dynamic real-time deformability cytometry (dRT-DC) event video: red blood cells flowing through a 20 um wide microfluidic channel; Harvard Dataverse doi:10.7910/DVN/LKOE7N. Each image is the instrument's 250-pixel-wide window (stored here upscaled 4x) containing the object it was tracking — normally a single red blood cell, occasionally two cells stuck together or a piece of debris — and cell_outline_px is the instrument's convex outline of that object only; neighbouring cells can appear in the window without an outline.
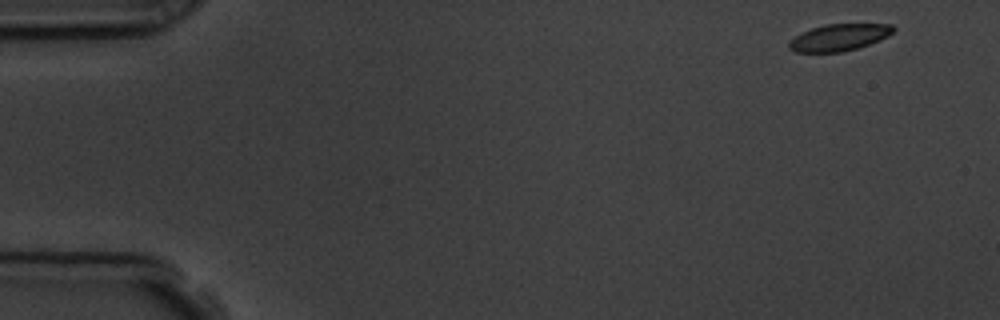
{"species": "common noctule bat (a hibernating species)", "species_latin": "Nyctalus noctula", "temperature_condition": "room temperature", "stored_images_in_passage": 4, "camera_frame_rate_fps": 3000, "um_per_image_px": 0.085, "animal": {"sex": "male", "body_mass_g": 19.5, "forearm_length_mm": 54.6}, "frame": {"image": 1, "passage_image": 1, "time_ms": 0.0, "image_size_px": [1000, 320], "cell_outline_px": [[896, 28], [888, 36], [880, 40], [856, 48], [840, 52], [796, 52], [788, 48], [788, 44], [796, 36], [812, 28], [824, 24], [892, 24]], "centroid_in_image_um": [71.34, 3.17], "position_along_channel_um": 13.7, "area_um2": 16.07}}
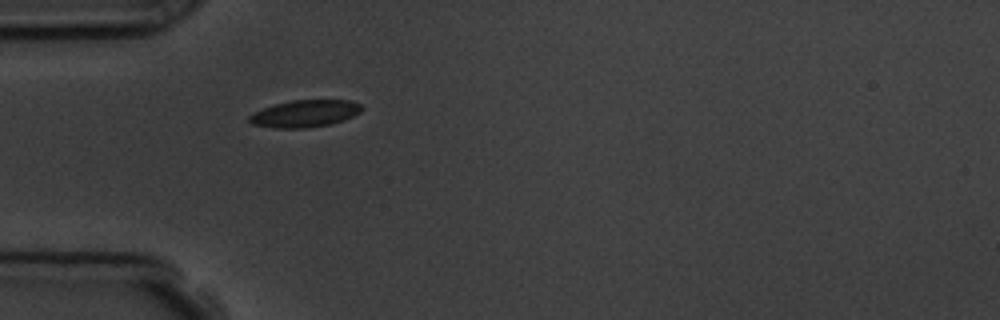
{"frame": {"image": 2, "passage_image": 4, "time_ms": 4.333, "image_size_px": [1000, 320], "cell_outline_px": [[364, 108], [360, 112], [344, 120], [332, 124], [304, 128], [272, 128], [252, 124], [248, 120], [248, 116], [252, 112], [276, 104], [292, 100], [348, 100], [360, 104]], "centroid_in_image_um": [25.9, 9.66], "position_along_channel_um": 59.1, "area_um2": 17.8}}